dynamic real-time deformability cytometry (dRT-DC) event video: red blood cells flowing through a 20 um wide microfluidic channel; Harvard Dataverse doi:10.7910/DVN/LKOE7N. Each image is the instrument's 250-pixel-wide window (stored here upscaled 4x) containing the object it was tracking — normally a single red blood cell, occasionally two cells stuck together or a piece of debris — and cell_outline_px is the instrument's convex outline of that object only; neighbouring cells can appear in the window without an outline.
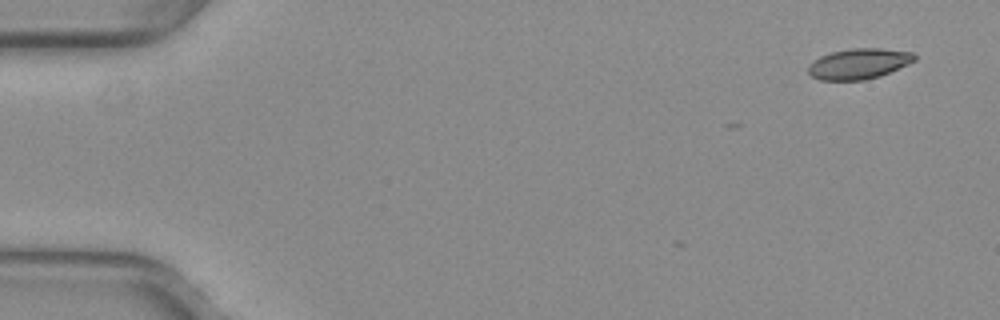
{"species": "common noctule bat (a hibernating species)", "species_latin": "Nyctalus noctula", "temperature_condition": "warm", "stored_images_in_passage": 7, "camera_frame_rate_fps": 3000, "um_per_image_px": 0.085, "animal": {"sex": "female", "body_mass_g": 29.2, "forearm_length_mm": 56.3}, "frame": {"image": 1, "passage_image": 1, "time_ms": 0.0, "image_size_px": [1000, 320], "cell_outline_px": [[916, 60], [908, 64], [880, 76], [864, 80], [820, 80], [812, 76], [808, 72], [808, 64], [820, 56], [832, 52], [852, 48], [880, 48], [912, 52], [916, 56]], "centroid_in_image_um": [72.99, 5.42], "position_along_channel_um": 12.0, "area_um2": 18.9}}